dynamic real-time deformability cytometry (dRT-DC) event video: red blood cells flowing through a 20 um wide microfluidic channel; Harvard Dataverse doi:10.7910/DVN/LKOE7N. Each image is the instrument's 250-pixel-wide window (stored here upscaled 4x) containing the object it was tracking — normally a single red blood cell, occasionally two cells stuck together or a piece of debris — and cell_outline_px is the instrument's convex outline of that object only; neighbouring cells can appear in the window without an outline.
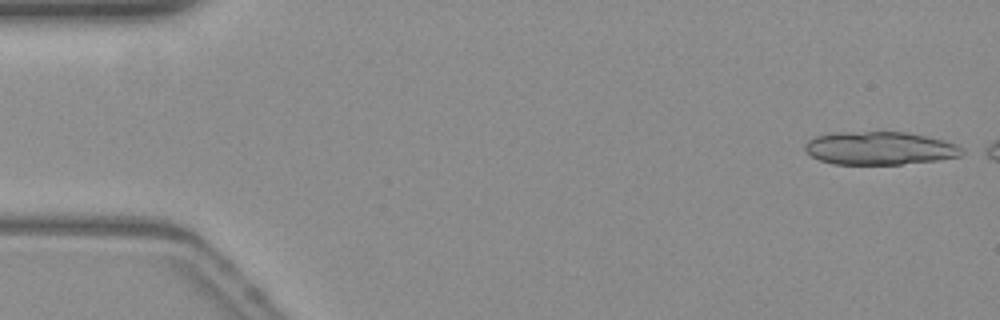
{"species": "common noctule bat (a hibernating species)", "species_latin": "Nyctalus noctula", "temperature_condition": "warm", "stored_images_in_passage": 6, "camera_frame_rate_fps": 3000, "um_per_image_px": 0.085, "animal": {"sex": "female", "body_mass_g": 19.3, "forearm_length_mm": 54.1}, "frame": {"image": 1, "passage_image": 1, "time_ms": 0.0, "image_size_px": [1000, 320], "cell_outline_px": [[964, 152], [960, 156], [940, 160], [900, 164], [832, 164], [820, 160], [812, 156], [804, 148], [804, 144], [808, 140], [816, 136], [868, 132], [904, 132], [924, 136], [940, 140], [952, 144], [960, 148]], "centroid_in_image_um": [74.77, 12.62], "position_along_channel_um": 10.2, "area_um2": 29.48}}